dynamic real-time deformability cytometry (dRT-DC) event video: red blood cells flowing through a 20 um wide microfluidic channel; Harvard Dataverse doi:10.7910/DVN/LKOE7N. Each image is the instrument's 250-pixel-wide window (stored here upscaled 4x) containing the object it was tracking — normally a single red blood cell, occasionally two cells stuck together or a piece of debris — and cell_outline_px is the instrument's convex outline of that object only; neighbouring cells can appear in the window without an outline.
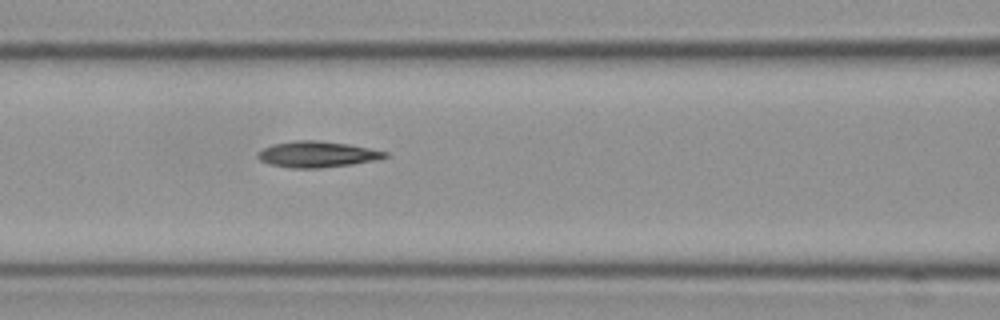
{"species": "Egyptian fruit bat (a non-hibernating species)", "species_latin": "Rousettus aegyptiacus", "temperature_condition": "cold", "stored_images_in_passage": 7, "camera_frame_rate_fps": 3000, "um_per_image_px": 0.085, "frame": {"image": 1, "passage_image": 7, "time_ms": 2.0, "image_size_px": [1000, 320], "cell_outline_px": [[388, 156], [376, 160], [352, 164], [320, 168], [292, 168], [272, 164], [260, 160], [256, 156], [264, 148], [272, 144], [292, 140], [316, 140], [348, 144], [388, 152]], "centroid_in_image_um": [26.96, 13.11], "position_along_channel_um": 139.6, "area_um2": 19.13}}